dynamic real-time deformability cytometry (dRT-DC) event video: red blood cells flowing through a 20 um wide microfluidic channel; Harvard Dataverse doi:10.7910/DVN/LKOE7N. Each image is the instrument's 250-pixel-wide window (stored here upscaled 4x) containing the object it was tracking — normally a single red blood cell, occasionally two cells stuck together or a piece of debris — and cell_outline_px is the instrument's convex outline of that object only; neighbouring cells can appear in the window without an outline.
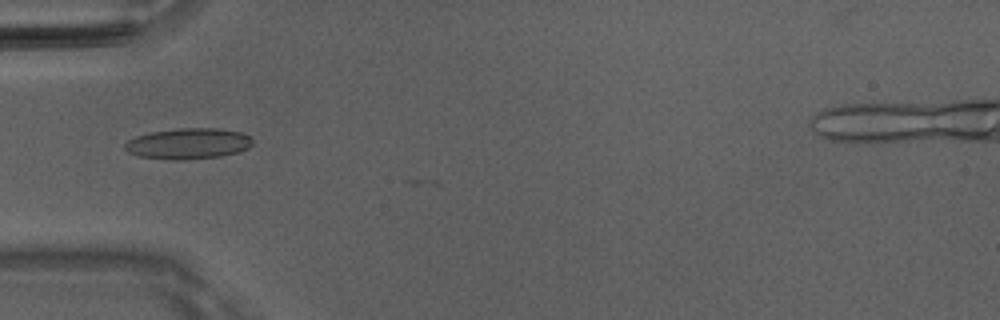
{"species": "Egyptian fruit bat (a non-hibernating species)", "species_latin": "Rousettus aegyptiacus", "temperature_condition": "room temperature", "stored_images_in_passage": 19, "camera_frame_rate_fps": 3000, "um_per_image_px": 0.085, "animal": {"sex": "male"}, "frame": {"image": 1, "passage_image": 16, "time_ms": 5.0, "image_size_px": [1000, 320], "cell_outline_px": [[252, 144], [248, 148], [240, 152], [220, 156], [184, 160], [172, 160], [140, 156], [128, 152], [124, 148], [124, 144], [128, 140], [136, 136], [152, 132], [180, 128], [220, 128], [240, 132], [248, 136], [252, 140]], "centroid_in_image_um": [16.01, 12.21], "position_along_channel_um": 69.0, "area_um2": 22.95}}